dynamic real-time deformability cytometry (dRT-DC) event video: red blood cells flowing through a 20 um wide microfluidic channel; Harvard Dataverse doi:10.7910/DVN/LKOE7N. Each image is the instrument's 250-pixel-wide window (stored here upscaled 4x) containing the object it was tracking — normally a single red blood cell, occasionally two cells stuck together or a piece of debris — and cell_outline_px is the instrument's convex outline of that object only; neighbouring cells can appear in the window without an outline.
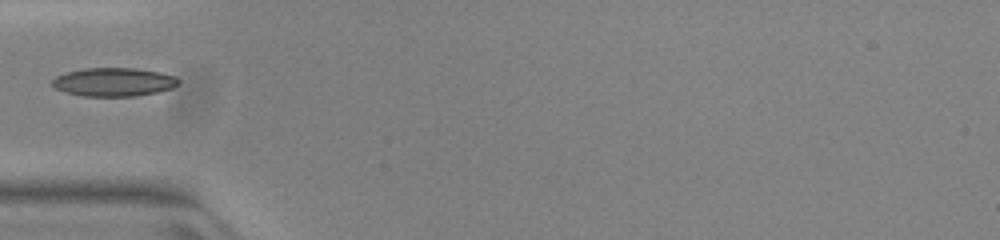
{"species": "common noctule bat (a hibernating species)", "species_latin": "Nyctalus noctula", "temperature_condition": "warm", "stored_images_in_passage": 4, "camera_frame_rate_fps": 3000, "um_per_image_px": 0.085, "animal": {"sex": "female", "body_mass_g": 23.0, "forearm_length_mm": 53.4}, "frame": {"image": 1, "passage_image": 1, "time_ms": 0.0, "image_size_px": [1000, 240], "cell_outline_px": [[180, 84], [172, 88], [156, 92], [136, 96], [84, 96], [64, 92], [56, 88], [52, 84], [52, 80], [56, 76], [68, 72], [84, 68], [136, 68], [160, 72], [176, 76], [180, 80]], "centroid_in_image_um": [9.7, 6.97], "position_along_channel_um": 75.3, "area_um2": 21.04}}